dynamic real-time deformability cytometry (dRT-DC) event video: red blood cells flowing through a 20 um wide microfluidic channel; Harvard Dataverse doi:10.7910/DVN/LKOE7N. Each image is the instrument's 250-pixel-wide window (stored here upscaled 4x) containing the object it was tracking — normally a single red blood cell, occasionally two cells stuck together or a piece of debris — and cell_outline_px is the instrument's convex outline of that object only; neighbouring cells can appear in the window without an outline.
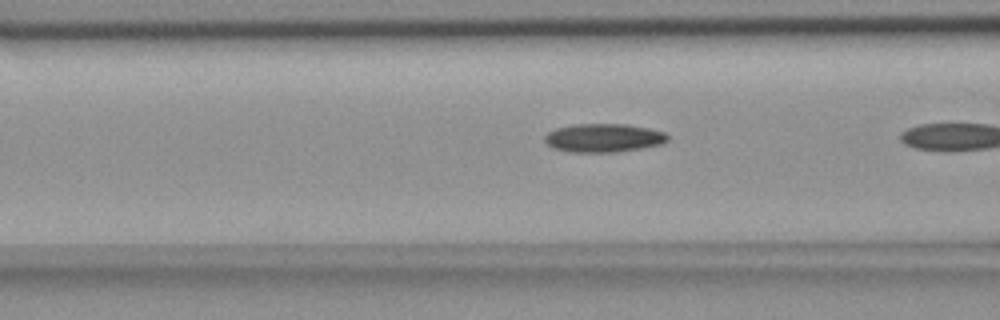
{"species": "common noctule bat (a hibernating species)", "species_latin": "Nyctalus noctula", "temperature_condition": "room temperature", "stored_images_in_passage": 7, "camera_frame_rate_fps": 3000, "um_per_image_px": 0.085, "animal": {"sex": "female", "body_mass_g": 18.4}, "frame": {"image": 1, "passage_image": 6, "time_ms": 1.667, "image_size_px": [1000, 320], "cell_outline_px": [[668, 140], [664, 144], [644, 148], [616, 152], [572, 152], [552, 148], [544, 140], [544, 136], [548, 132], [556, 128], [576, 124], [628, 124], [648, 128], [664, 132], [668, 136]], "centroid_in_image_um": [51.32, 11.72], "position_along_channel_um": 115.3, "area_um2": 20.58}}